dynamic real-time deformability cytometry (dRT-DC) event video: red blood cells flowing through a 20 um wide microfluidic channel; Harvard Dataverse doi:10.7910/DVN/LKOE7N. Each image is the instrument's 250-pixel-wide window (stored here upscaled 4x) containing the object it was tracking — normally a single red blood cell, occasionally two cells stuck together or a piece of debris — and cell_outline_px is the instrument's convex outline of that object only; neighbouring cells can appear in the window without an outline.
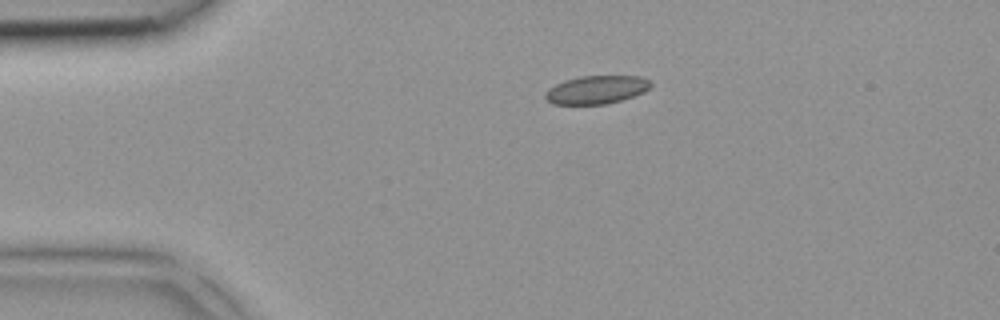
{"species": "common noctule bat (a hibernating species)", "species_latin": "Nyctalus noctula", "temperature_condition": "room temperature", "stored_images_in_passage": 2, "camera_frame_rate_fps": 3000, "um_per_image_px": 0.085, "animal": {"sex": "female", "body_mass_g": 18.4}, "frame": {"image": 1, "passage_image": 1, "time_ms": 0.0, "image_size_px": [1000, 320], "cell_outline_px": [[652, 84], [644, 92], [608, 104], [552, 104], [544, 96], [544, 92], [548, 88], [564, 80], [580, 76], [640, 76], [648, 80]], "centroid_in_image_um": [50.66, 7.62], "position_along_channel_um": 34.3, "area_um2": 17.28}}